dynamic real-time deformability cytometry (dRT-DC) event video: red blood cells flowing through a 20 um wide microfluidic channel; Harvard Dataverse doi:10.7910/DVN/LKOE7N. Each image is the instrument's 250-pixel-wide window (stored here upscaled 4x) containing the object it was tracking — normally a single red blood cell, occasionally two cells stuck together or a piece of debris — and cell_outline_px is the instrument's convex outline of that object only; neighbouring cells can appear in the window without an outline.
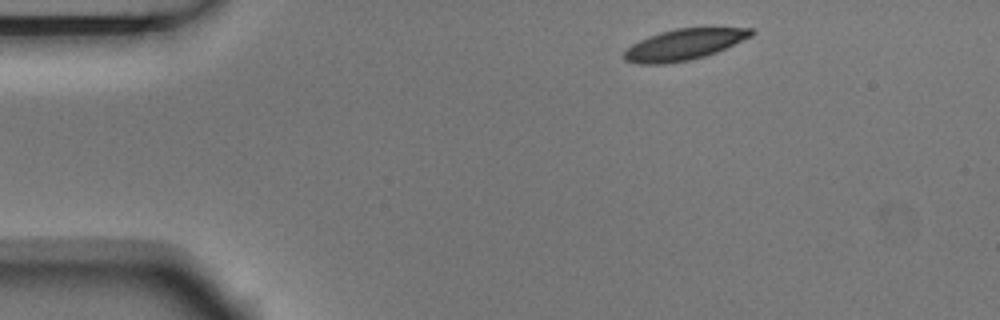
{"species": "Egyptian fruit bat (a non-hibernating species)", "species_latin": "Rousettus aegyptiacus", "temperature_condition": "room temperature", "stored_images_in_passage": 3, "camera_frame_rate_fps": 3000, "um_per_image_px": 0.085, "animal": {"sex": "male"}, "frame": {"image": 1, "passage_image": 1, "time_ms": 0.0, "image_size_px": [1000, 320], "cell_outline_px": [[756, 32], [752, 36], [716, 52], [692, 60], [664, 64], [640, 64], [624, 60], [620, 56], [632, 44], [648, 36], [660, 32], [676, 28], [752, 28]], "centroid_in_image_um": [58.11, 3.79], "position_along_channel_um": 26.9, "area_um2": 23.0}}
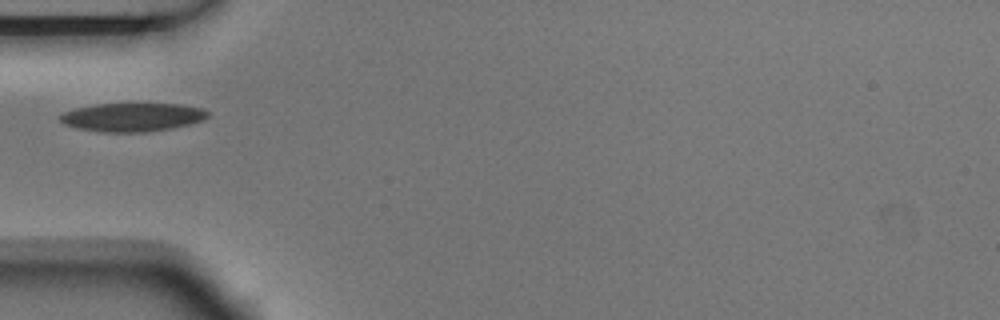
{"frame": {"image": 2, "passage_image": 3, "time_ms": 0.667, "image_size_px": [1000, 320], "cell_outline_px": [[208, 116], [204, 120], [172, 128], [144, 132], [100, 132], [76, 128], [64, 124], [60, 120], [60, 116], [64, 112], [76, 108], [96, 104], [180, 104], [204, 108], [208, 112]], "centroid_in_image_um": [11.26, 9.96], "position_along_channel_um": 73.7, "area_um2": 24.51}}